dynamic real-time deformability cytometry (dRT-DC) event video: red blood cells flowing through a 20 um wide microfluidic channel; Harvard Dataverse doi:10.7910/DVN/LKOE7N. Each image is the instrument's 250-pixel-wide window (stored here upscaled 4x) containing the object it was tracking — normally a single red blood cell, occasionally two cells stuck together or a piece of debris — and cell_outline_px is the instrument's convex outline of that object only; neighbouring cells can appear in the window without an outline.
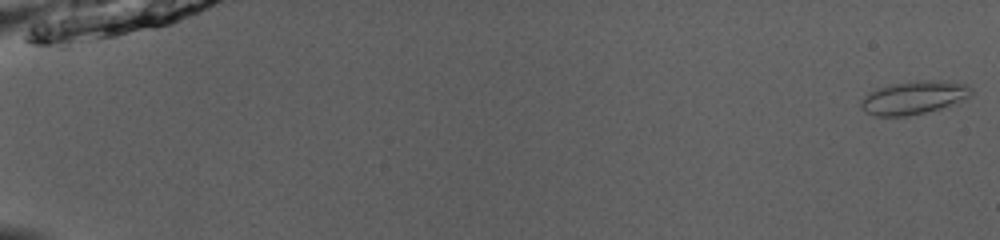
{"species": "common noctule bat (a hibernating species)", "species_latin": "Nyctalus noctula", "temperature_condition": "room temperature", "stored_images_in_passage": 11, "camera_frame_rate_fps": 3000, "um_per_image_px": 0.085, "animal": {"sex": "male", "body_mass_g": 13.0, "forearm_length_mm": 53.1}, "frame": {"image": 1, "passage_image": 1, "time_ms": 0.0, "image_size_px": [1000, 240], "cell_outline_px": [[972, 96], [964, 100], [940, 108], [908, 116], [876, 116], [864, 112], [860, 108], [860, 100], [868, 92], [876, 88], [892, 84], [916, 80], [948, 80], [964, 84], [972, 88]], "centroid_in_image_um": [77.65, 8.28], "position_along_channel_um": 7.3, "area_um2": 21.62}}